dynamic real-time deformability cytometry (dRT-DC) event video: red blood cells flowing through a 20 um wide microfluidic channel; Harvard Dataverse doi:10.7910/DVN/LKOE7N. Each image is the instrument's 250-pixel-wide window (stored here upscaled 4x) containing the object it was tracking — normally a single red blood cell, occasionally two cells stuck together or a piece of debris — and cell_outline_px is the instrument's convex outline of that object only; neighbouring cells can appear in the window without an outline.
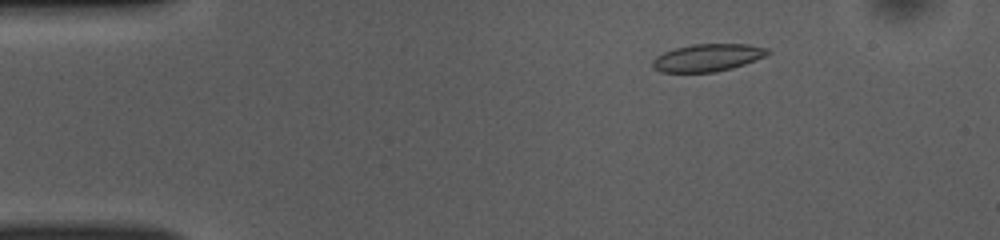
{"species": "common noctule bat (a hibernating species)", "species_latin": "Nyctalus noctula", "temperature_condition": "room temperature", "stored_images_in_passage": 13, "camera_frame_rate_fps": 3000, "um_per_image_px": 0.085, "animal": {"sex": "female", "body_mass_g": 10.0, "forearm_length_mm": 53.1}, "frame": {"image": 1, "passage_image": 1, "time_ms": 0.0, "image_size_px": [1000, 240], "cell_outline_px": [[772, 52], [764, 56], [744, 64], [732, 68], [716, 72], [660, 72], [652, 68], [652, 60], [656, 56], [664, 52], [676, 48], [692, 44], [748, 44], [768, 48]], "centroid_in_image_um": [60.13, 4.9], "position_along_channel_um": 24.9, "area_um2": 18.44}}
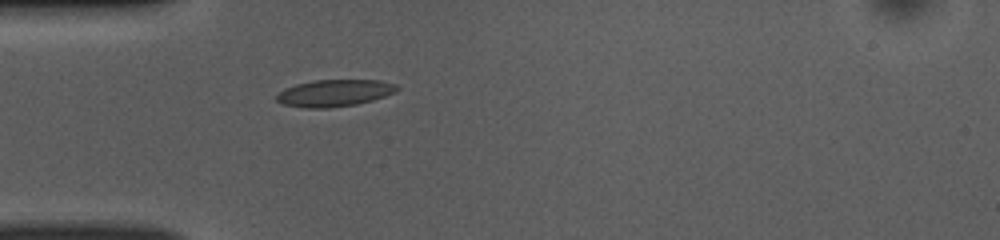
{"frame": {"image": 2, "passage_image": 8, "time_ms": 2.333, "image_size_px": [1000, 240], "cell_outline_px": [[400, 88], [396, 92], [372, 100], [356, 104], [328, 108], [304, 108], [284, 104], [276, 100], [276, 96], [284, 88], [296, 84], [312, 80], [380, 80], [396, 84]], "centroid_in_image_um": [28.43, 7.9], "position_along_channel_um": 56.6, "area_um2": 18.9}}
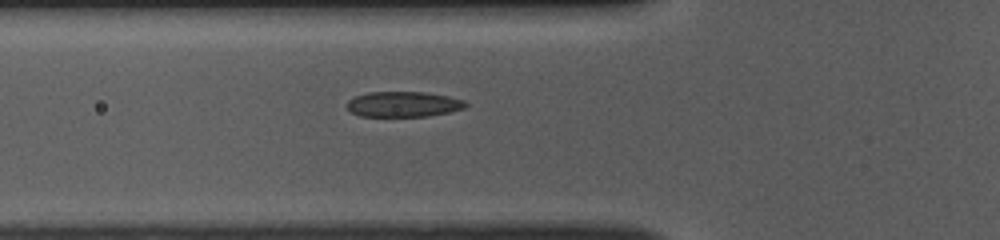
{"frame": {"image": 3, "passage_image": 11, "time_ms": 3.333, "image_size_px": [1000, 240], "cell_outline_px": [[468, 104], [464, 108], [448, 112], [428, 116], [360, 116], [352, 112], [348, 108], [348, 100], [356, 96], [368, 92], [424, 92], [448, 96], [464, 100]], "centroid_in_image_um": [34.3, 8.85], "position_along_channel_um": 91.5, "area_um2": 17.4}}